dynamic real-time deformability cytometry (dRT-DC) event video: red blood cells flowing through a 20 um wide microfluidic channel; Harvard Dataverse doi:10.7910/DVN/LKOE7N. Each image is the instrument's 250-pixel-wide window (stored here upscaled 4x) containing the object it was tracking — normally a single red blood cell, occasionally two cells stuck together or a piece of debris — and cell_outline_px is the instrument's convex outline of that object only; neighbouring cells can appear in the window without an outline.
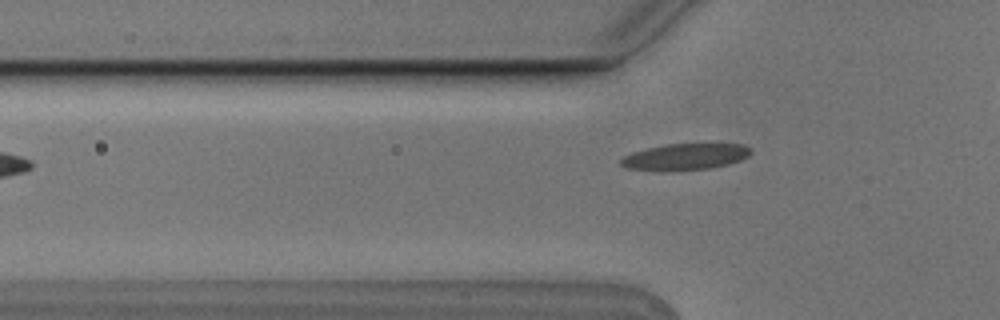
{"species": "Egyptian fruit bat (a non-hibernating species)", "species_latin": "Rousettus aegyptiacus", "temperature_condition": "cold", "stored_images_in_passage": 5, "camera_frame_rate_fps": 3000, "um_per_image_px": 0.085, "animal": {"sex": "male"}, "frame": {"image": 1, "passage_image": 5, "time_ms": 1.333, "image_size_px": [1000, 320], "cell_outline_px": [[752, 152], [748, 156], [740, 160], [728, 164], [708, 168], [628, 168], [620, 164], [620, 160], [624, 156], [632, 152], [648, 148], [668, 144], [744, 144], [752, 148]], "centroid_in_image_um": [58.34, 13.27], "position_along_channel_um": 67.5, "area_um2": 18.9}}